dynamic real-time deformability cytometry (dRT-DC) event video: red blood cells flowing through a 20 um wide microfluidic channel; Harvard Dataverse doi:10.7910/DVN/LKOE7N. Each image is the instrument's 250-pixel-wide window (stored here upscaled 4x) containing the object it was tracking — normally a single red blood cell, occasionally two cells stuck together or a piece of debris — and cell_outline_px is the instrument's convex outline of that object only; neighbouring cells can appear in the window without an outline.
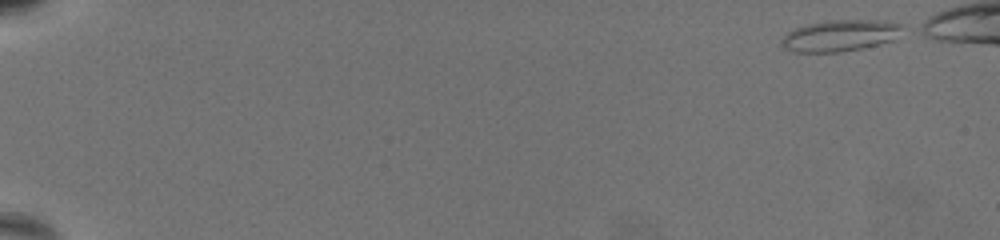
{"species": "common noctule bat (a hibernating species)", "species_latin": "Nyctalus noctula", "temperature_condition": "warm", "stored_images_in_passage": 62, "camera_frame_rate_fps": 3000, "um_per_image_px": 0.085, "animal": {"sex": "female", "body_mass_g": 19.5, "forearm_length_mm": 54.1}, "frame": {"image": 1, "passage_image": 1, "time_ms": 0.0, "image_size_px": [1000, 240], "cell_outline_px": [[904, 24], [892, 40], [860, 48], [840, 52], [792, 52], [784, 48], [780, 44], [784, 36], [788, 32], [796, 28], [808, 24], [828, 20], [880, 20]], "centroid_in_image_um": [71.35, 3.02], "position_along_channel_um": 13.6, "area_um2": 21.79}}
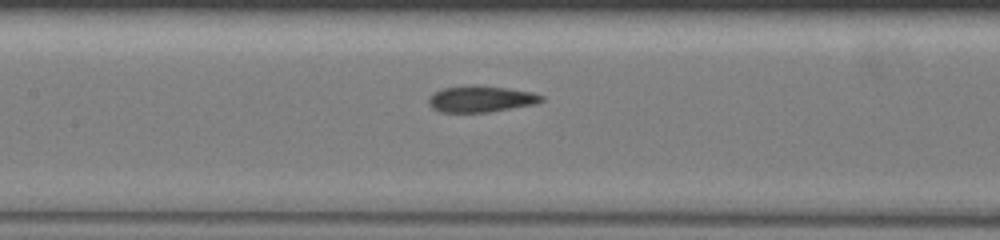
{"frame": {"image": 2, "passage_image": 33, "time_ms": 10.667, "image_size_px": [1000, 240], "cell_outline_px": [[544, 100], [536, 104], [488, 112], [440, 112], [432, 108], [428, 104], [428, 96], [444, 88], [464, 84], [480, 84], [508, 88], [532, 92], [544, 96]], "centroid_in_image_um": [40.87, 8.39], "position_along_channel_um": 166.5, "area_um2": 17.69}}
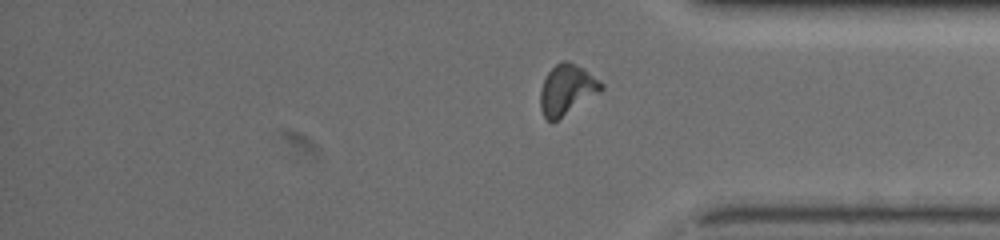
{"frame": {"image": 3, "passage_image": 54, "time_ms": 17.667, "image_size_px": [1000, 240], "cell_outline_px": [[604, 88], [600, 92], [552, 124], [544, 116], [540, 108], [540, 92], [544, 80], [548, 72], [556, 64], [564, 60], [568, 60], [584, 68], [600, 80], [604, 84]], "centroid_in_image_um": [48.19, 7.63], "position_along_channel_um": 387.0, "area_um2": 17.98}}